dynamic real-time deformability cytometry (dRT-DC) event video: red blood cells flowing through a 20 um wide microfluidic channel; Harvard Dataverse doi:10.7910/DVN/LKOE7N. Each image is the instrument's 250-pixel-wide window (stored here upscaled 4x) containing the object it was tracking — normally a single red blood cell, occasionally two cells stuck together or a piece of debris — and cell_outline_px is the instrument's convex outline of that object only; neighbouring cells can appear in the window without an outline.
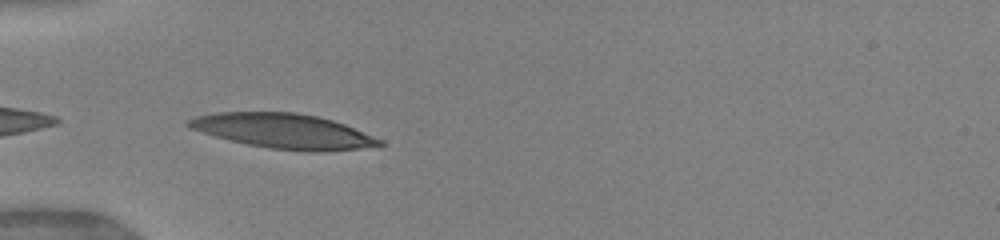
{"species": "human", "species_latin": "Homo sapiens", "temperature_condition": "warm", "stored_images_in_passage": 4, "camera_frame_rate_fps": 3000, "um_per_image_px": 0.085, "donor": {"sex": "female"}, "frame": {"image": 1, "passage_image": 1, "time_ms": 0.0, "image_size_px": [1000, 240], "cell_outline_px": [[384, 144], [360, 148], [324, 152], [304, 152], [268, 148], [248, 144], [216, 136], [188, 128], [184, 124], [184, 120], [196, 116], [216, 112], [296, 112], [316, 116], [332, 120], [344, 124], [384, 140]], "centroid_in_image_um": [24.07, 11.14], "position_along_channel_um": 60.9, "area_um2": 38.84}}